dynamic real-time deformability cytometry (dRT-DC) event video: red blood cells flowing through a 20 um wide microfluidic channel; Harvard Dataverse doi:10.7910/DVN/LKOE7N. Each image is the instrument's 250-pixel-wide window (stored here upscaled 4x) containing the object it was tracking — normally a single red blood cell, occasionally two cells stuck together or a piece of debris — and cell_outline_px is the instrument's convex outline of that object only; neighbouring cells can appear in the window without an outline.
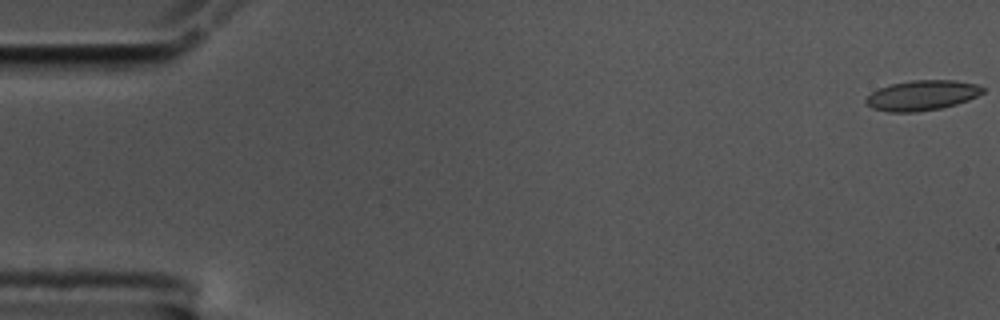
{"species": "common noctule bat (a hibernating species)", "species_latin": "Nyctalus noctula", "temperature_condition": "cold", "stored_images_in_passage": 57, "camera_frame_rate_fps": 3000, "um_per_image_px": 0.085, "animal": {"sex": "male", "body_mass_g": 17.5, "forearm_length_mm": 52.3}, "frame": {"image": 1, "passage_image": 1, "time_ms": 0.0, "image_size_px": [1000, 320], "cell_outline_px": [[984, 92], [968, 100], [956, 104], [940, 108], [916, 112], [888, 112], [872, 108], [864, 100], [872, 92], [880, 88], [892, 84], [912, 80], [956, 80], [976, 84], [984, 88]], "centroid_in_image_um": [78.38, 8.1], "position_along_channel_um": 6.6, "area_um2": 20.35}}
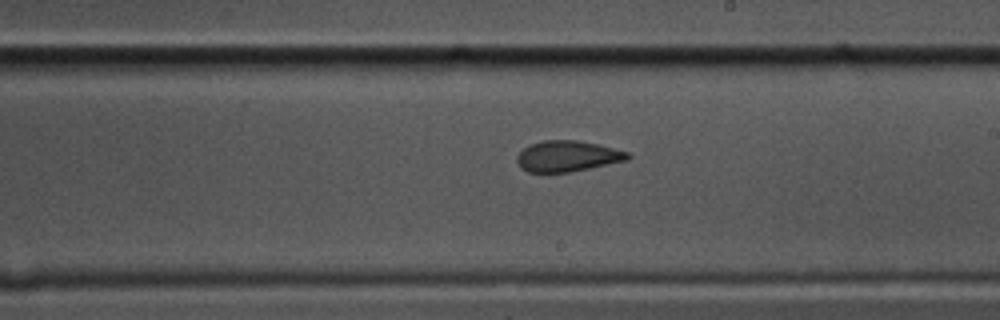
{"frame": {"image": 2, "passage_image": 33, "time_ms": 10.667, "image_size_px": [1000, 320], "cell_outline_px": [[632, 156], [628, 160], [568, 172], [528, 172], [520, 168], [516, 160], [516, 156], [524, 148], [532, 144], [544, 140], [576, 140], [596, 144], [628, 152]], "centroid_in_image_um": [48.21, 13.28], "position_along_channel_um": 240.8, "area_um2": 19.71}}
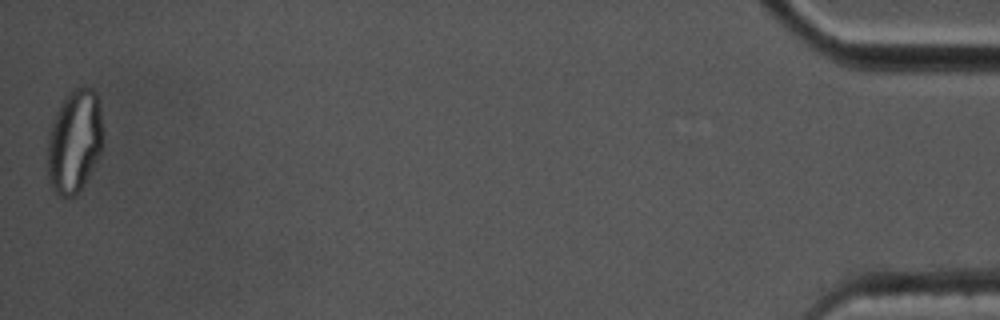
{"frame": {"image": 3, "passage_image": 57, "time_ms": 18.667, "image_size_px": [1000, 320], "cell_outline_px": [[100, 152], [88, 176], [80, 188], [72, 196], [60, 196], [52, 188], [48, 180], [48, 132], [56, 112], [68, 92], [72, 88], [92, 88], [96, 92], [100, 108]], "centroid_in_image_um": [6.28, 11.99], "position_along_channel_um": 428.9, "area_um2": 32.54}, "authors_computed_cell_mechanics": {"area_um2": 20.519, "velocity_mm_per_s": 3.5351, "shape_relaxation_time_tau1_ms": null, "shape_relaxation_time_tau2_ms": 1.8461, "deformation_change_tau1": null, "deformation_change_tau2": 0.0907}}